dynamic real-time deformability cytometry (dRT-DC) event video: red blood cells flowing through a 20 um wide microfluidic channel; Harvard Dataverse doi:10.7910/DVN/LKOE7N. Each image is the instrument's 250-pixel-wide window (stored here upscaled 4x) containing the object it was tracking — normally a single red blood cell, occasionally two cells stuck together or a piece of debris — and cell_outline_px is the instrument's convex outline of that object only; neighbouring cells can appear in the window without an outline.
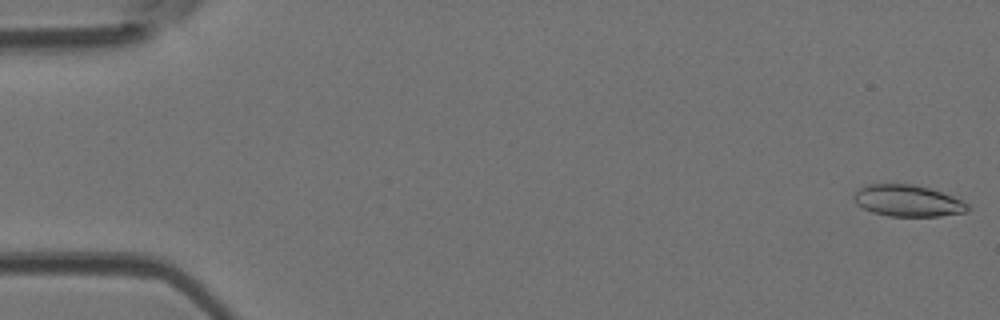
{"species": "Egyptian fruit bat (a non-hibernating species)", "species_latin": "Rousettus aegyptiacus", "temperature_condition": "room temperature", "stored_images_in_passage": 47, "camera_frame_rate_fps": 3000, "um_per_image_px": 0.085, "animal": {"sex": "female"}, "frame": {"image": 1, "passage_image": 1, "time_ms": 0.0, "image_size_px": [1000, 320], "cell_outline_px": [[968, 208], [964, 212], [936, 216], [892, 216], [876, 212], [864, 208], [856, 200], [860, 192], [864, 188], [876, 184], [904, 184], [924, 188], [940, 192], [960, 200]], "centroid_in_image_um": [77.21, 17.09], "position_along_channel_um": 7.8, "area_um2": 19.31}}
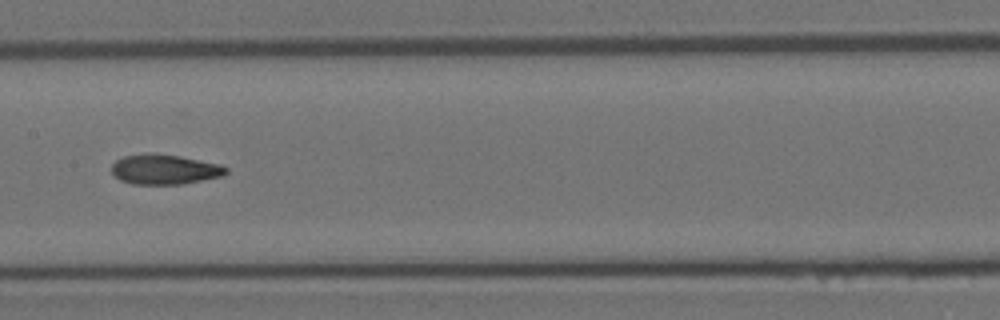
{"frame": {"image": 2, "passage_image": 24, "time_ms": 7.667, "image_size_px": [1000, 320], "cell_outline_px": [[228, 172], [220, 176], [176, 184], [136, 184], [124, 180], [116, 176], [112, 172], [112, 164], [116, 160], [124, 156], [176, 156], [216, 164], [228, 168]], "centroid_in_image_um": [13.98, 14.43], "position_along_channel_um": 193.4, "area_um2": 18.5}}
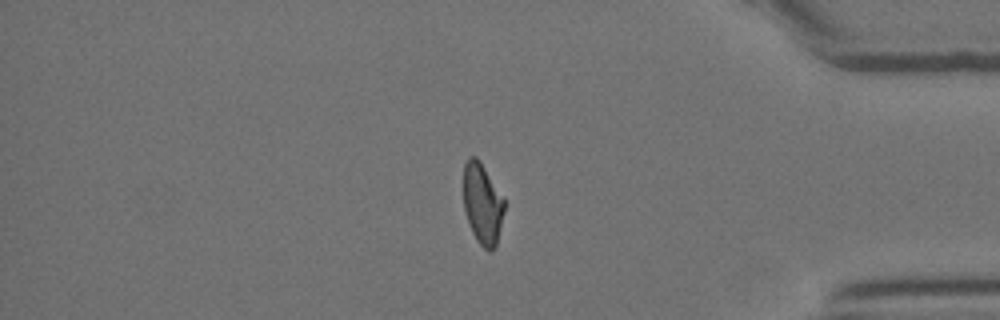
{"frame": {"image": 3, "passage_image": 40, "time_ms": 13.0, "image_size_px": [1000, 320], "cell_outline_px": [[504, 208], [496, 244], [492, 248], [484, 248], [476, 240], [472, 232], [464, 208], [464, 164], [468, 156], [476, 156], [504, 200]], "centroid_in_image_um": [40.97, 17.29], "position_along_channel_um": 394.2, "area_um2": 18.5}, "authors_computed_cell_mechanics": {"area_um2": 19.1896, "velocity_mm_per_s": 4.2887, "shape_relaxation_time_tau1_ms": 7.1609, "shape_relaxation_time_tau2_ms": 2.3479, "deformation_change_tau1": 0.224, "deformation_change_tau2": 0.0998}}